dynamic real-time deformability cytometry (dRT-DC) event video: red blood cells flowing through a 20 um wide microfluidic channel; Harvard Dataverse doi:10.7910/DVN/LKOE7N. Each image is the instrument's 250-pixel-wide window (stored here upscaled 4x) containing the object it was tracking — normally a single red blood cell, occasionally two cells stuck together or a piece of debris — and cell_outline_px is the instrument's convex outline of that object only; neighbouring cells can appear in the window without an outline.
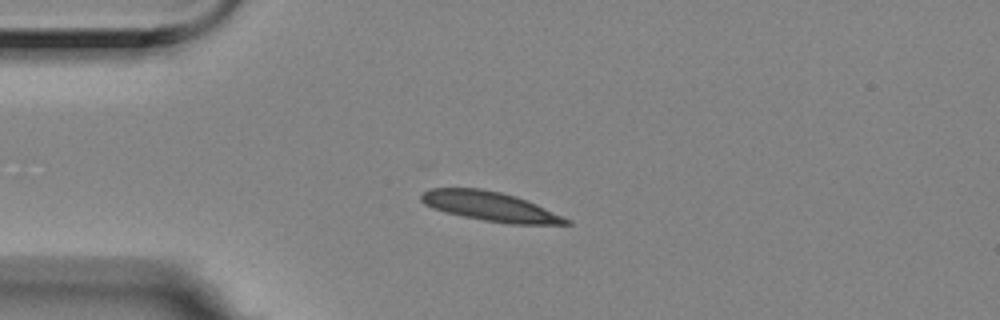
{"species": "Egyptian fruit bat (a non-hibernating species)", "species_latin": "Rousettus aegyptiacus", "temperature_condition": "room temperature", "stored_images_in_passage": 4, "camera_frame_rate_fps": 3000, "um_per_image_px": 0.085, "animal": {"sex": "female"}, "frame": {"image": 1, "passage_image": 3, "time_ms": 0.667, "image_size_px": [1000, 320], "cell_outline_px": [[572, 224], [508, 224], [484, 220], [444, 212], [432, 208], [424, 204], [420, 200], [420, 196], [428, 188], [480, 188], [500, 192], [516, 196], [536, 204], [572, 220]], "centroid_in_image_um": [41.65, 17.54], "position_along_channel_um": 43.3, "area_um2": 24.8}}